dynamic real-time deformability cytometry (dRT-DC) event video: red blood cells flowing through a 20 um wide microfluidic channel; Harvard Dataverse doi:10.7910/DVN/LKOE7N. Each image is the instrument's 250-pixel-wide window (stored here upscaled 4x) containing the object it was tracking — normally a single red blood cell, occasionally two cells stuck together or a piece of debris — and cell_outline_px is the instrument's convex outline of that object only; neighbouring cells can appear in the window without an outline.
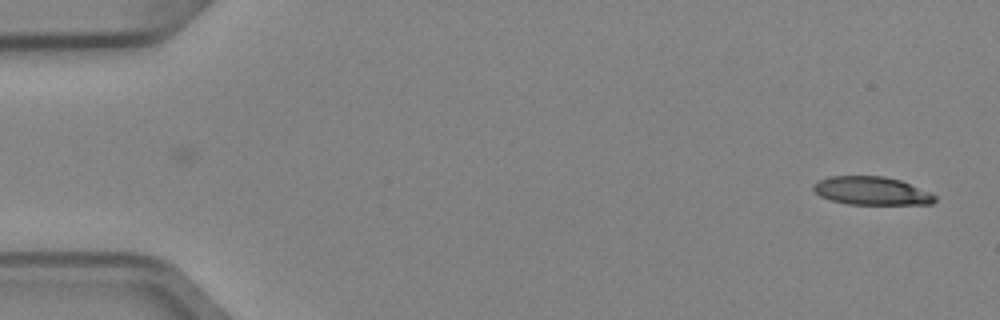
{"species": "Egyptian fruit bat (a non-hibernating species)", "species_latin": "Rousettus aegyptiacus", "temperature_condition": "cold", "stored_images_in_passage": 3, "camera_frame_rate_fps": 3000, "um_per_image_px": 0.085, "animal": {"sex": "female"}, "frame": {"image": 1, "passage_image": 3, "time_ms": 0.667, "image_size_px": [1000, 320], "cell_outline_px": [[936, 200], [932, 204], [848, 204], [832, 200], [820, 196], [812, 188], [812, 184], [816, 180], [828, 176], [884, 176], [900, 180], [928, 192], [936, 196]], "centroid_in_image_um": [74.03, 16.21], "position_along_channel_um": 11.0, "area_um2": 19.94}}